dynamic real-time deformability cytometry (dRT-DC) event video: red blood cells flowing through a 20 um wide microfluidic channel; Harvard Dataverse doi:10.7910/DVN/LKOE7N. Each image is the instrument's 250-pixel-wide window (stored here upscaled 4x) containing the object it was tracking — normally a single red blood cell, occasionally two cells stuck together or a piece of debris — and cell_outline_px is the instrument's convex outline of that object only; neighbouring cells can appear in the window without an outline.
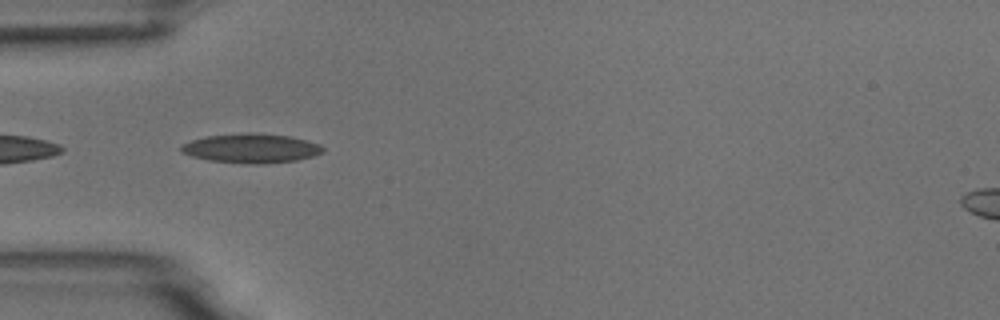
{"species": "common noctule bat (a hibernating species)", "species_latin": "Nyctalus noctula", "temperature_condition": "room temperature", "stored_images_in_passage": 8, "camera_frame_rate_fps": 3000, "um_per_image_px": 0.085, "animal": {"sex": "male", "body_mass_g": 18.8}, "frame": {"image": 1, "passage_image": 5, "time_ms": 5.333, "image_size_px": [1000, 320], "cell_outline_px": [[324, 152], [312, 156], [296, 160], [264, 164], [244, 164], [208, 160], [192, 156], [180, 152], [180, 144], [204, 136], [244, 132], [252, 132], [292, 136], [308, 140], [320, 144], [324, 148]], "centroid_in_image_um": [21.34, 12.59], "position_along_channel_um": 63.7, "area_um2": 24.68}}